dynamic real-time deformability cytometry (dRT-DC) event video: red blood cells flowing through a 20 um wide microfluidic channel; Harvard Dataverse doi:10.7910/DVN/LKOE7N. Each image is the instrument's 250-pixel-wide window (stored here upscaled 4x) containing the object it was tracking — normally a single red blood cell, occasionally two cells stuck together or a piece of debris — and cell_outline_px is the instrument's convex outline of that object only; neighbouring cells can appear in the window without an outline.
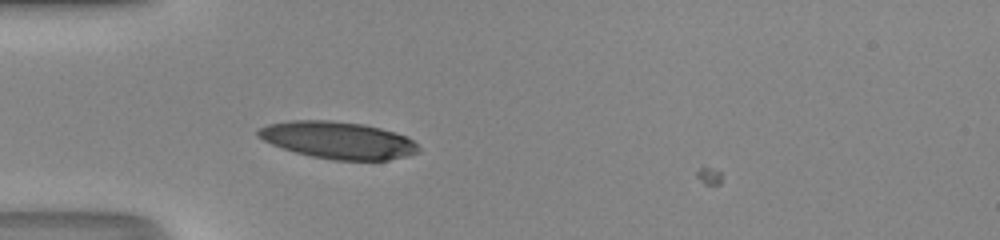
{"species": "human", "species_latin": "Homo sapiens", "temperature_condition": "room temperature", "stored_images_in_passage": 43, "camera_frame_rate_fps": 3000, "um_per_image_px": 0.085, "donor": {"sex": "male"}, "frame": {"image": 1, "passage_image": 8, "time_ms": 2.333, "image_size_px": [1000, 240], "cell_outline_px": [[420, 152], [388, 160], [332, 160], [312, 156], [296, 152], [272, 144], [256, 136], [256, 128], [268, 124], [292, 120], [328, 120], [360, 124], [380, 128], [404, 136], [412, 140], [420, 148]], "centroid_in_image_um": [28.69, 11.91], "position_along_channel_um": 56.3, "area_um2": 34.39}}
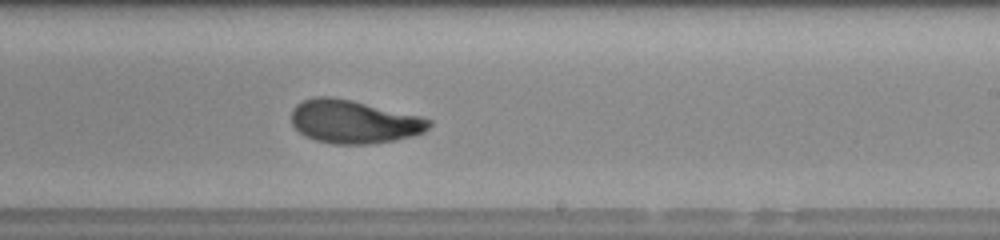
{"frame": {"image": 2, "passage_image": 23, "time_ms": 7.333, "image_size_px": [1000, 240], "cell_outline_px": [[432, 124], [424, 132], [412, 136], [396, 140], [368, 144], [336, 144], [316, 140], [304, 136], [292, 124], [292, 108], [296, 104], [304, 100], [316, 96], [332, 96], [352, 100], [420, 116], [432, 120]], "centroid_in_image_um": [30.07, 10.34], "position_along_channel_um": 258.9, "area_um2": 34.74}}
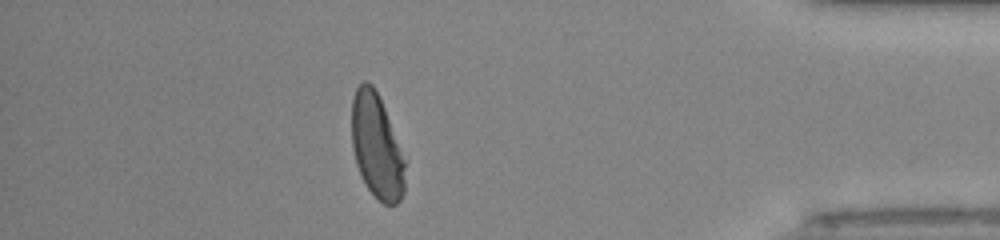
{"frame": {"image": 3, "passage_image": 36, "time_ms": 11.667, "image_size_px": [1000, 240], "cell_outline_px": [[404, 192], [400, 200], [396, 204], [384, 204], [364, 184], [356, 164], [352, 148], [352, 100], [356, 88], [364, 80], [368, 80], [372, 84], [384, 108], [400, 148], [404, 160]], "centroid_in_image_um": [31.99, 12.44], "position_along_channel_um": 403.2, "area_um2": 31.96}, "authors_computed_cell_mechanics": {"area_um2": 34.1598, "velocity_mm_per_s": 4.2363, "shape_relaxation_time_tau1_ms": 4.597, "shape_relaxation_time_tau2_ms": 1.6092, "deformation_change_tau1": 0.2151, "deformation_change_tau2": 0.0727}}